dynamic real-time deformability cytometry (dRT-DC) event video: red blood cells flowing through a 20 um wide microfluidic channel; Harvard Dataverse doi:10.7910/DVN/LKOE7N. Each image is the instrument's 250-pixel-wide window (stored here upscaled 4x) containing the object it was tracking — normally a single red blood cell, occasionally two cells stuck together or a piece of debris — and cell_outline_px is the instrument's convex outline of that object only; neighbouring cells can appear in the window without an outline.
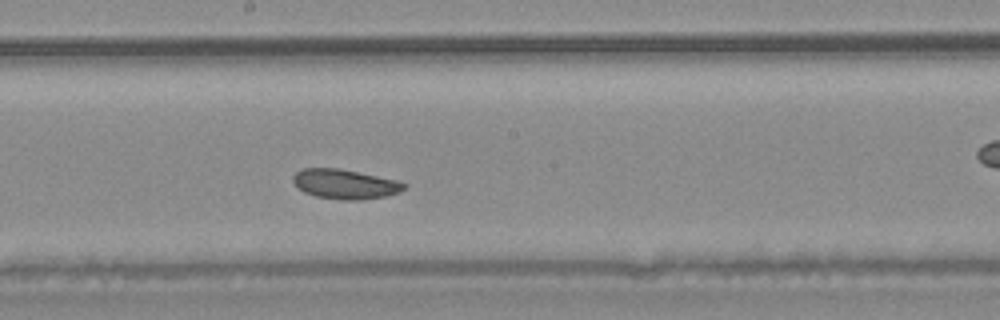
{"species": "common noctule bat (a hibernating species)", "species_latin": "Nyctalus noctula", "temperature_condition": "warm", "stored_images_in_passage": 35, "camera_frame_rate_fps": 3000, "um_per_image_px": 0.085, "animal": {"sex": "male", "body_mass_g": 20.4}, "frame": {"image": 1, "passage_image": 16, "time_ms": 5.0, "image_size_px": [1000, 320], "cell_outline_px": [[408, 184], [400, 192], [388, 196], [364, 200], [344, 200], [316, 196], [304, 192], [296, 188], [292, 180], [292, 176], [300, 168], [336, 168], [396, 180]], "centroid_in_image_um": [29.29, 15.66], "position_along_channel_um": 218.9, "area_um2": 19.25}, "authors_computed_cell_mechanics": {"area_um2": 19.941, "velocity_mm_per_s": 4.0359, "shape_relaxation_time_tau1_ms": 4.5369, "shape_relaxation_time_tau2_ms": 3.2097, "deformation_change_tau1": 0.056, "deformation_change_tau2": 0.0742}}